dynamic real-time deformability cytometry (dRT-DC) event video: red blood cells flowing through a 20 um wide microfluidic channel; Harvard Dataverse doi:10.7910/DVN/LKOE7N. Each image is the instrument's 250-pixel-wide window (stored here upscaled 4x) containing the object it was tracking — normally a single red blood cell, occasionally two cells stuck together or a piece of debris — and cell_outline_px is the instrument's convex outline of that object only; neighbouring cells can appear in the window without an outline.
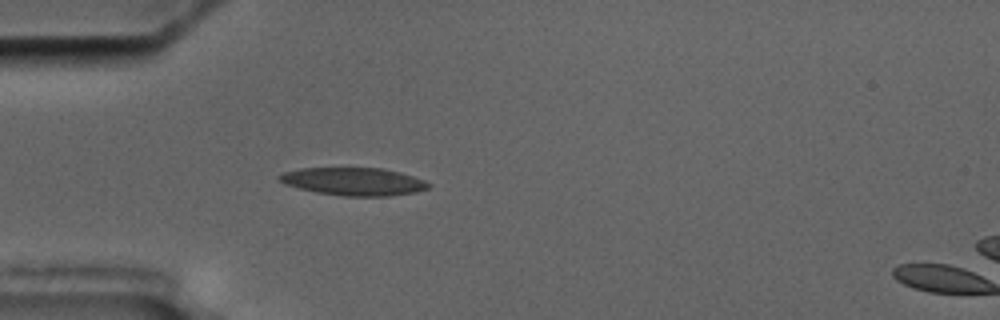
{"species": "common noctule bat (a hibernating species)", "species_latin": "Nyctalus noctula", "temperature_condition": "cold", "stored_images_in_passage": 6, "segment_of_instrument_passage": [1, 2], "camera_frame_rate_fps": 3000, "um_per_image_px": 0.085, "animal": {"sex": "male", "body_mass_g": 17.5, "forearm_length_mm": 52.3}, "frame": {"image": 1, "passage_image": 5, "time_ms": 4.667, "image_size_px": [1000, 320], "cell_outline_px": [[432, 184], [428, 188], [416, 192], [388, 196], [344, 196], [316, 192], [284, 184], [276, 176], [284, 172], [300, 168], [384, 168], [400, 172], [424, 180]], "centroid_in_image_um": [30.07, 15.42], "position_along_channel_um": 54.9, "area_um2": 24.16}}